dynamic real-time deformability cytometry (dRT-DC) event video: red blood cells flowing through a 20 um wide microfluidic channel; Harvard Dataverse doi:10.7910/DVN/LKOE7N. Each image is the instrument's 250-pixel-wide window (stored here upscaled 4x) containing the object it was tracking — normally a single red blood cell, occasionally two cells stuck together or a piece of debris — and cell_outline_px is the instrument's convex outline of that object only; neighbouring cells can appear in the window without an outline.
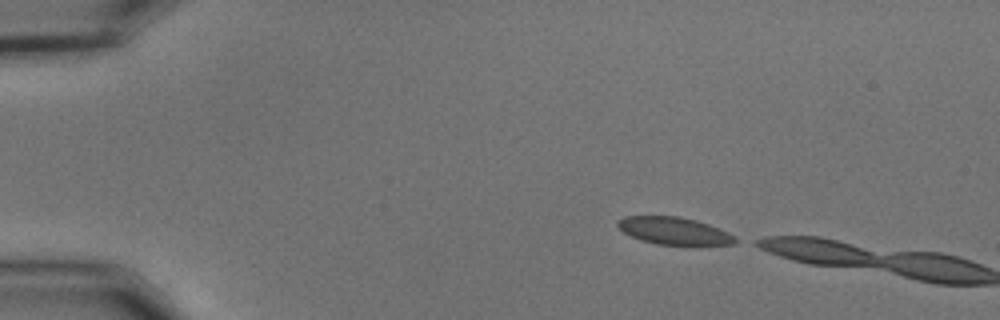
{"species": "common noctule bat (a hibernating species)", "species_latin": "Nyctalus noctula", "temperature_condition": "cold", "stored_images_in_passage": 6, "camera_frame_rate_fps": 3000, "um_per_image_px": 0.085, "animal": {"sex": "male", "body_mass_g": 15.6}, "frame": {"image": 1, "passage_image": 1, "time_ms": 0.0, "image_size_px": [1000, 320], "cell_outline_px": [[744, 240], [732, 244], [656, 244], [640, 240], [624, 232], [616, 224], [616, 220], [624, 216], [680, 216], [696, 220], [708, 224], [736, 236]], "centroid_in_image_um": [57.3, 19.61], "position_along_channel_um": 27.7, "area_um2": 18.67}}